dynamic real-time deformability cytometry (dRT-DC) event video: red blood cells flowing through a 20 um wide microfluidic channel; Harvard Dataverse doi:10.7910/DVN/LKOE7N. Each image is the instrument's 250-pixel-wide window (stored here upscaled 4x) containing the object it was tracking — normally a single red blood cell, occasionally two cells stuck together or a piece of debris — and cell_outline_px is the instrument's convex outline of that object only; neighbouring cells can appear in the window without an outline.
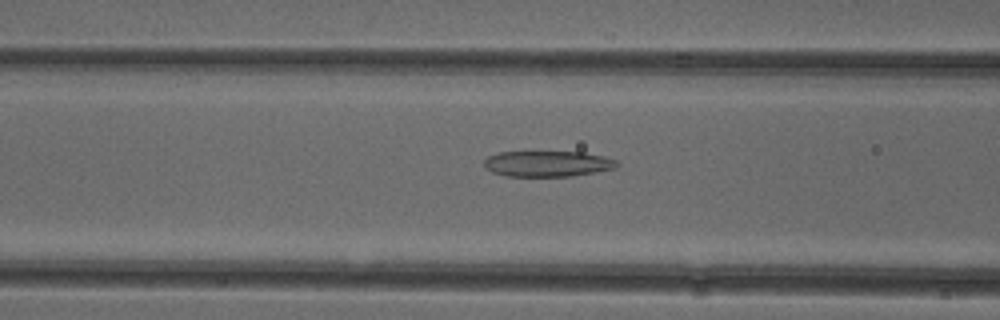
{"species": "common noctule bat (a hibernating species)", "species_latin": "Nyctalus noctula", "temperature_condition": "cold", "stored_images_in_passage": 50, "camera_frame_rate_fps": 3000, "um_per_image_px": 0.085, "animal": {"sex": "female"}, "frame": {"image": 1, "passage_image": 19, "time_ms": 6.0, "image_size_px": [1000, 320], "cell_outline_px": [[620, 164], [616, 168], [572, 176], [504, 176], [492, 172], [484, 168], [484, 160], [488, 156], [500, 152], [584, 152], [604, 156], [616, 160]], "centroid_in_image_um": [46.54, 13.92], "position_along_channel_um": 120.1, "area_um2": 20.06}}
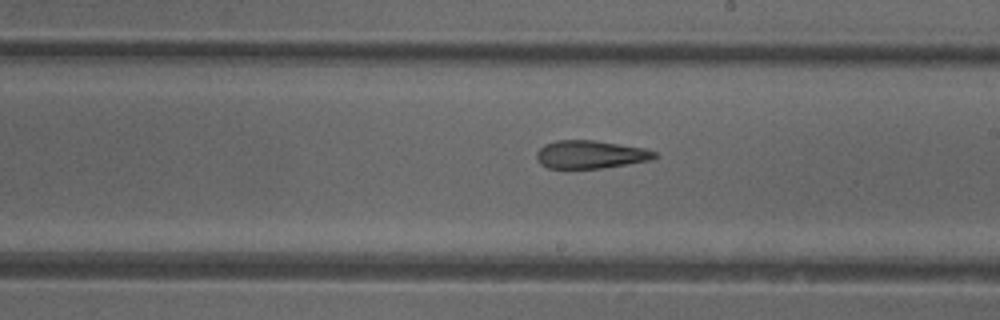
{"frame": {"image": 2, "passage_image": 28, "time_ms": 9.0, "image_size_px": [1000, 320], "cell_outline_px": [[660, 156], [652, 160], [600, 168], [548, 168], [540, 164], [536, 160], [536, 152], [544, 144], [556, 140], [592, 140], [644, 148], [656, 152]], "centroid_in_image_um": [50.17, 13.13], "position_along_channel_um": 238.8, "area_um2": 19.31}}
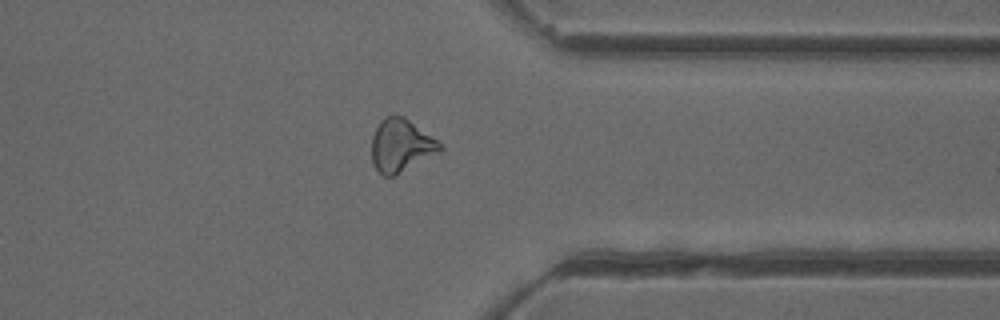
{"frame": {"image": 3, "passage_image": 39, "time_ms": 12.667, "image_size_px": [1000, 320], "cell_outline_px": [[444, 148], [440, 152], [392, 176], [384, 176], [372, 164], [372, 136], [380, 120], [388, 116], [404, 116], [436, 140]], "centroid_in_image_um": [34.06, 12.36], "position_along_channel_um": 377.3, "area_um2": 20.58}, "authors_computed_cell_mechanics": {"area_um2": 20.9236, "velocity_mm_per_s": 3.9622, "shape_relaxation_time_tau1_ms": null, "shape_relaxation_time_tau2_ms": 4.0579, "deformation_change_tau1": null, "deformation_change_tau2": 0.1492}}